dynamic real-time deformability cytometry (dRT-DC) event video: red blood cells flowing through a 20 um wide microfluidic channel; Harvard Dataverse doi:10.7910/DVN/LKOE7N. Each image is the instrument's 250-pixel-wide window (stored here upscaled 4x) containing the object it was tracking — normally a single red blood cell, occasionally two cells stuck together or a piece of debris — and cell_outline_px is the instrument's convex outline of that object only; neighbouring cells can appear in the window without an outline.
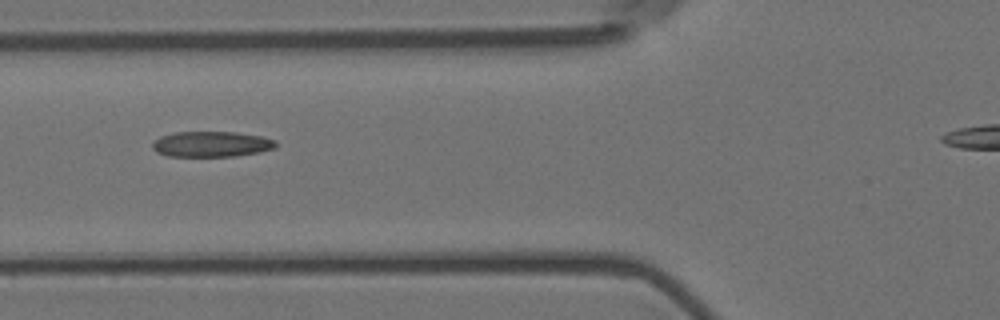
{"species": "Egyptian fruit bat (a non-hibernating species)", "species_latin": "Rousettus aegyptiacus", "temperature_condition": "room temperature", "stored_images_in_passage": 8, "camera_frame_rate_fps": 3000, "um_per_image_px": 0.085, "animal": {"sex": "female"}, "frame": {"image": 1, "passage_image": 3, "time_ms": 0.667, "image_size_px": [1000, 320], "cell_outline_px": [[276, 148], [260, 152], [236, 156], [168, 156], [156, 152], [152, 148], [152, 144], [160, 136], [176, 132], [236, 132], [260, 136], [276, 140]], "centroid_in_image_um": [17.99, 12.25], "position_along_channel_um": 107.8, "area_um2": 18.38}}
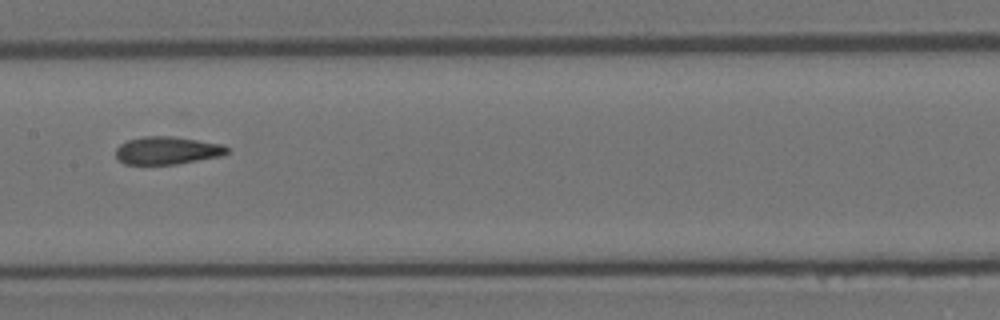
{"frame": {"image": 2, "passage_image": 5, "time_ms": 1.333, "image_size_px": [1000, 320], "cell_outline_px": [[228, 152], [220, 156], [176, 164], [124, 164], [116, 156], [116, 148], [120, 144], [128, 140], [144, 136], [172, 136], [224, 144], [228, 148]], "centroid_in_image_um": [14.21, 12.78], "position_along_channel_um": 193.2, "area_um2": 17.92}}
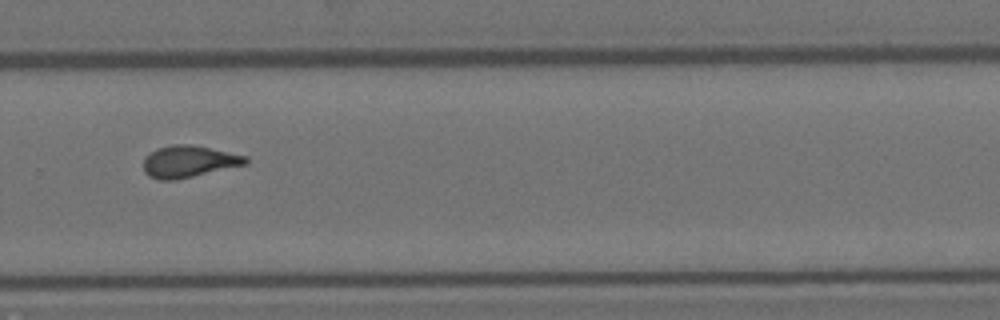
{"frame": {"image": 3, "passage_image": 8, "time_ms": 2.333, "image_size_px": [1000, 320], "cell_outline_px": [[248, 164], [176, 180], [160, 180], [148, 176], [144, 172], [144, 160], [156, 148], [176, 144], [188, 144], [248, 156]], "centroid_in_image_um": [16.06, 13.74], "position_along_channel_um": 313.7, "area_um2": 18.79}}